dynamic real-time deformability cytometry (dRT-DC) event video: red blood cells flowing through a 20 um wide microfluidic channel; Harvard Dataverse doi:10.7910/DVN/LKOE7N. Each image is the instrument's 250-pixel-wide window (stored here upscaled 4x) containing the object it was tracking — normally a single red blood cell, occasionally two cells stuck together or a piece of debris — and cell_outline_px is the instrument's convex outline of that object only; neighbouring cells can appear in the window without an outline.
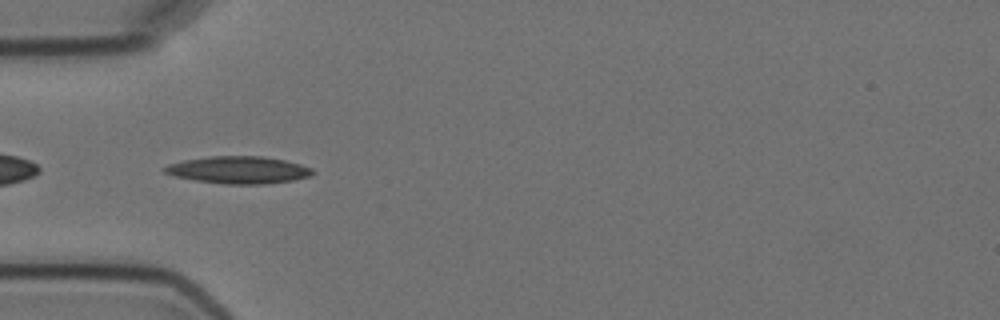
{"species": "Egyptian fruit bat (a non-hibernating species)", "species_latin": "Rousettus aegyptiacus", "temperature_condition": "cold", "stored_images_in_passage": 9, "camera_frame_rate_fps": 3000, "um_per_image_px": 0.085, "animal": {"sex": "female"}, "frame": {"image": 1, "passage_image": 6, "time_ms": 5.667, "image_size_px": [1000, 320], "cell_outline_px": [[316, 172], [312, 176], [292, 180], [264, 184], [224, 184], [196, 180], [176, 176], [164, 172], [160, 168], [168, 164], [184, 160], [212, 156], [264, 156], [284, 160], [300, 164], [312, 168]], "centroid_in_image_um": [20.29, 14.44], "position_along_channel_um": 64.7, "area_um2": 23.52}}
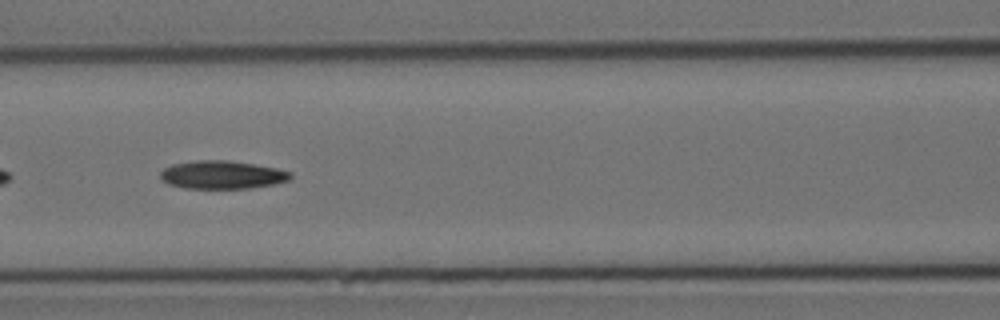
{"frame": {"image": 2, "passage_image": 8, "time_ms": 8.0, "image_size_px": [1000, 320], "cell_outline_px": [[292, 176], [288, 180], [272, 184], [248, 188], [184, 188], [168, 184], [160, 180], [160, 172], [164, 168], [172, 164], [196, 160], [228, 160], [276, 168], [292, 172]], "centroid_in_image_um": [18.83, 14.85], "position_along_channel_um": 147.8, "area_um2": 21.27}}
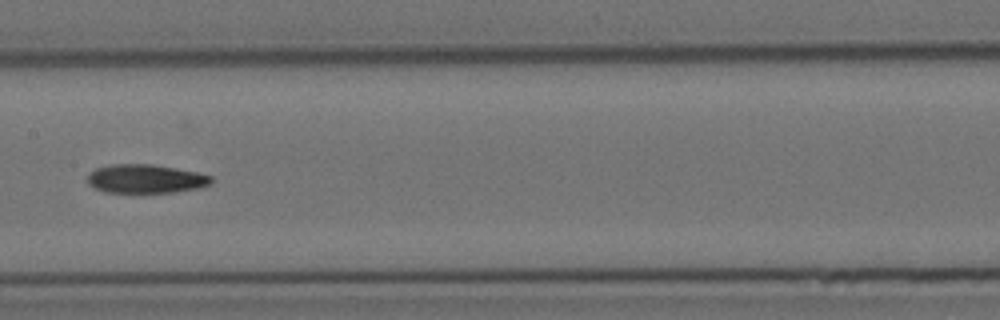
{"frame": {"image": 3, "passage_image": 9, "time_ms": 9.333, "image_size_px": [1000, 320], "cell_outline_px": [[216, 180], [212, 184], [200, 188], [176, 192], [104, 192], [88, 184], [88, 176], [96, 168], [112, 164], [152, 164], [176, 168], [196, 172], [212, 176]], "centroid_in_image_um": [12.45, 15.2], "position_along_channel_um": 195.0, "area_um2": 20.81}}